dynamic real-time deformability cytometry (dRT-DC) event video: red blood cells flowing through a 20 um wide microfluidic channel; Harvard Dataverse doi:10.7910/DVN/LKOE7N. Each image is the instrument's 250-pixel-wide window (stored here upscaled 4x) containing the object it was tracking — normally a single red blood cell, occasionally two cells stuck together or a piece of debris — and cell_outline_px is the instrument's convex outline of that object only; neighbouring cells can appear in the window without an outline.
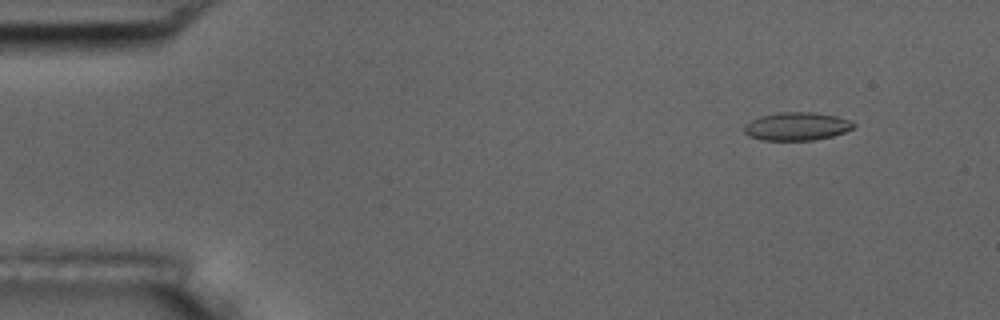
{"species": "common noctule bat (a hibernating species)", "species_latin": "Nyctalus noctula", "temperature_condition": "room temperature", "stored_images_in_passage": 5, "camera_frame_rate_fps": 3000, "um_per_image_px": 0.085, "animal": {"sex": "male", "body_mass_g": 17.5, "forearm_length_mm": 52.3}, "frame": {"image": 1, "passage_image": 2, "time_ms": 1.333, "image_size_px": [1000, 320], "cell_outline_px": [[856, 124], [852, 128], [844, 132], [832, 136], [812, 140], [764, 140], [748, 136], [744, 132], [744, 128], [752, 120], [760, 116], [780, 112], [812, 112], [836, 116], [848, 120]], "centroid_in_image_um": [67.72, 10.74], "position_along_channel_um": 17.3, "area_um2": 17.69}}
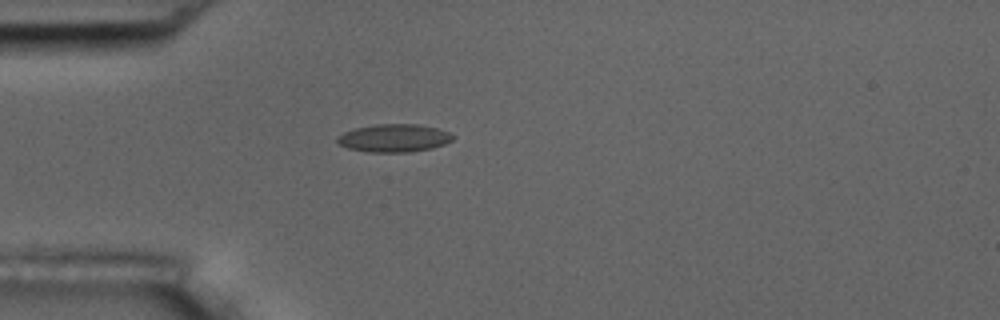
{"frame": {"image": 2, "passage_image": 5, "time_ms": 4.667, "image_size_px": [1000, 320], "cell_outline_px": [[456, 136], [452, 140], [444, 144], [432, 148], [412, 152], [368, 152], [348, 148], [336, 144], [336, 136], [344, 132], [356, 128], [376, 124], [416, 124], [436, 128], [448, 132]], "centroid_in_image_um": [33.46, 11.74], "position_along_channel_um": 51.5, "area_um2": 18.9}}